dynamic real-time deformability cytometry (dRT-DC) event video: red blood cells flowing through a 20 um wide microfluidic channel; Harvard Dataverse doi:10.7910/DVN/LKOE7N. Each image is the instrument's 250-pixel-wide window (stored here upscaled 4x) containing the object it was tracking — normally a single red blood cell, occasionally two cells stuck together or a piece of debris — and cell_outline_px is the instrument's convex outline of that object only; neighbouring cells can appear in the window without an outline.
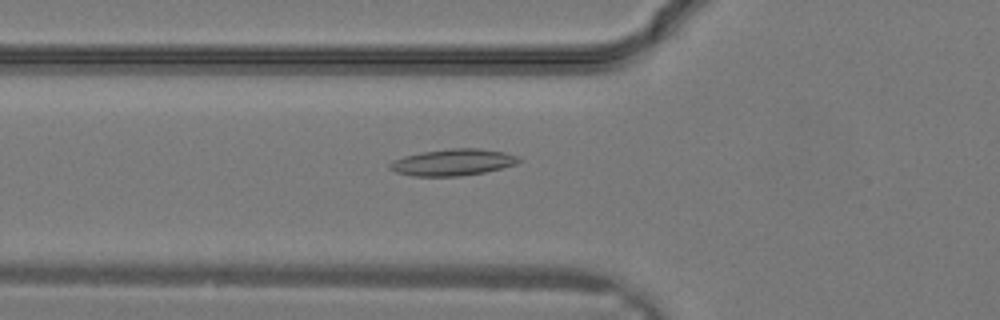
{"species": "common noctule bat (a hibernating species)", "species_latin": "Nyctalus noctula", "temperature_condition": "warm", "stored_images_in_passage": 16, "camera_frame_rate_fps": 3000, "um_per_image_px": 0.085, "animal": {"sex": "male", "body_mass_g": 19.2, "forearm_length_mm": 51.8}, "frame": {"image": 1, "passage_image": 8, "time_ms": 2.333, "image_size_px": [1000, 320], "cell_outline_px": [[524, 160], [516, 164], [484, 172], [460, 176], [412, 176], [396, 172], [388, 168], [388, 164], [392, 160], [404, 156], [424, 152], [452, 148], [476, 148], [504, 152], [520, 156]], "centroid_in_image_um": [38.5, 13.79], "position_along_channel_um": 87.3, "area_um2": 20.0}}
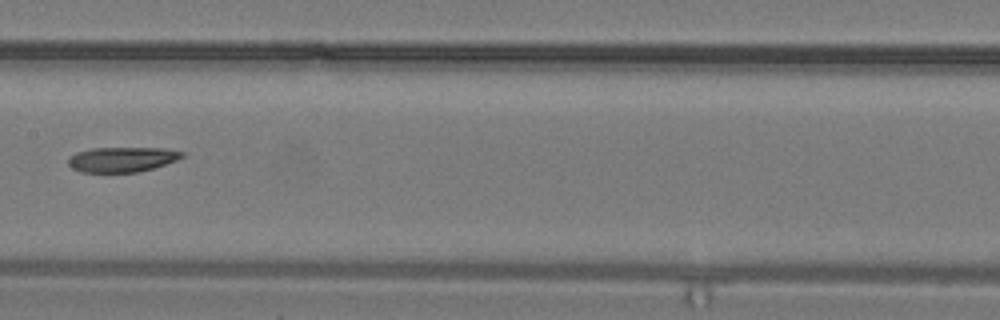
{"frame": {"image": 2, "passage_image": 13, "time_ms": 4.0, "image_size_px": [1000, 320], "cell_outline_px": [[184, 156], [176, 160], [152, 168], [136, 172], [80, 172], [72, 168], [68, 164], [68, 156], [76, 152], [92, 148], [164, 148], [184, 152]], "centroid_in_image_um": [10.33, 13.54], "position_along_channel_um": 197.1, "area_um2": 16.53}}
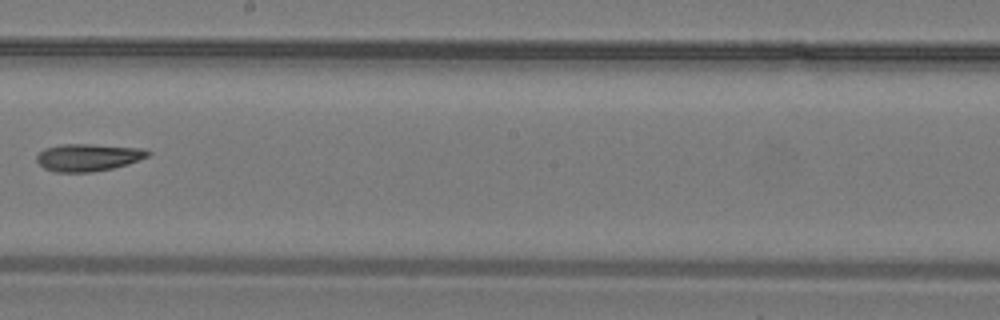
{"frame": {"image": 3, "passage_image": 15, "time_ms": 4.667, "image_size_px": [1000, 320], "cell_outline_px": [[152, 152], [148, 156], [128, 164], [112, 168], [92, 172], [56, 172], [44, 168], [36, 160], [36, 156], [44, 148], [60, 144], [88, 144], [144, 148]], "centroid_in_image_um": [7.49, 13.37], "position_along_channel_um": 240.7, "area_um2": 17.74}}